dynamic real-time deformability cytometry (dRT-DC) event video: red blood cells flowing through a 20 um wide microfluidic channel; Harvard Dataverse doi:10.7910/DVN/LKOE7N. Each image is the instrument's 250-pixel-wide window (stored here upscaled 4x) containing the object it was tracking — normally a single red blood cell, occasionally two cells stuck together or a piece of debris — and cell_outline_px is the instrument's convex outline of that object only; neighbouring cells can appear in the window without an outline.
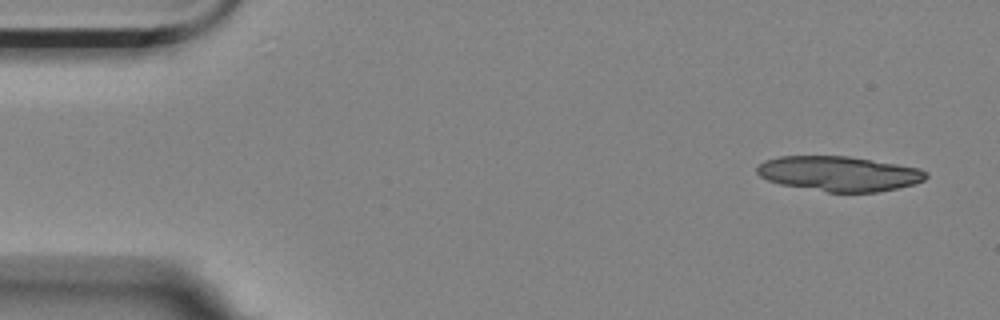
{"species": "Egyptian fruit bat (a non-hibernating species)", "species_latin": "Rousettus aegyptiacus", "temperature_condition": "room temperature", "stored_images_in_passage": 6, "camera_frame_rate_fps": 3000, "um_per_image_px": 0.085, "animal": {"sex": "female"}, "frame": {"image": 1, "passage_image": 1, "time_ms": 0.0, "image_size_px": [1000, 320], "cell_outline_px": [[928, 176], [924, 180], [912, 184], [896, 188], [876, 192], [828, 192], [780, 184], [768, 180], [760, 176], [756, 172], [756, 168], [764, 160], [780, 156], [848, 156], [920, 168], [928, 172]], "centroid_in_image_um": [71.3, 14.76], "position_along_channel_um": 13.7, "area_um2": 34.28}}